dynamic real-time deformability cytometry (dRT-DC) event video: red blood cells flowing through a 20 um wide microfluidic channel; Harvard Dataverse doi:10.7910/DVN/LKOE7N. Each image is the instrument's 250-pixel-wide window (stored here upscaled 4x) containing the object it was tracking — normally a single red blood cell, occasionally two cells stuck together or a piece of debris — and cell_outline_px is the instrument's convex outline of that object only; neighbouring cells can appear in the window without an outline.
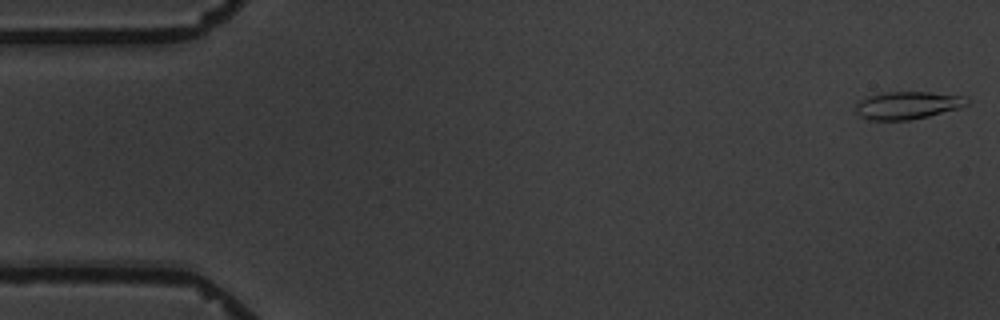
{"species": "common noctule bat (a hibernating species)", "species_latin": "Nyctalus noctula", "temperature_condition": "warm", "stored_images_in_passage": 9, "camera_frame_rate_fps": 3000, "um_per_image_px": 0.085, "animal": {"sex": "male", "body_mass_g": 19.5, "forearm_length_mm": 54.6}, "frame": {"image": 1, "passage_image": 1, "time_ms": 0.0, "image_size_px": [1000, 320], "cell_outline_px": [[968, 104], [960, 108], [928, 116], [908, 120], [868, 120], [860, 116], [856, 112], [856, 100], [868, 96], [884, 92], [932, 92], [968, 96]], "centroid_in_image_um": [77.14, 8.94], "position_along_channel_um": 7.9, "area_um2": 18.15}}
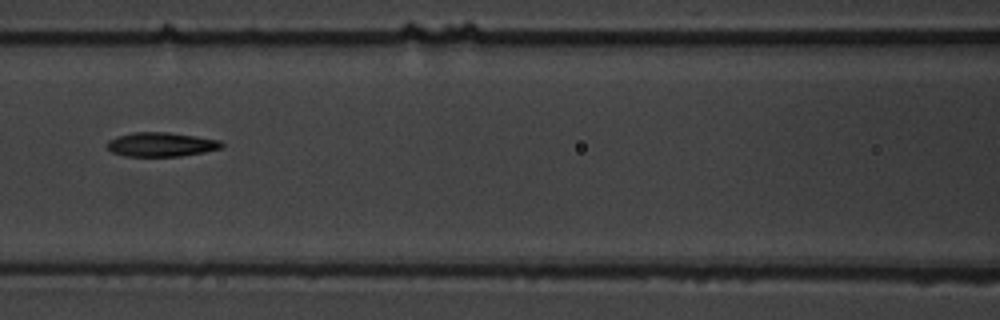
{"frame": {"image": 2, "passage_image": 8, "time_ms": 8.0, "image_size_px": [1000, 320], "cell_outline_px": [[224, 148], [204, 152], [180, 156], [124, 156], [112, 152], [108, 148], [108, 140], [116, 136], [132, 132], [168, 132], [196, 136], [220, 140], [224, 144]], "centroid_in_image_um": [13.72, 12.27], "position_along_channel_um": 152.9, "area_um2": 16.24}}
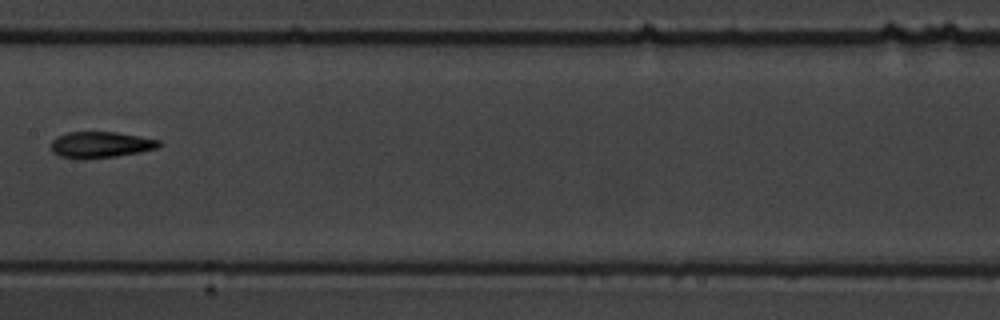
{"frame": {"image": 3, "passage_image": 9, "time_ms": 9.333, "image_size_px": [1000, 320], "cell_outline_px": [[164, 144], [156, 148], [140, 152], [116, 156], [84, 160], [60, 156], [52, 152], [52, 140], [56, 136], [68, 132], [116, 132], [140, 136], [160, 140]], "centroid_in_image_um": [8.56, 12.3], "position_along_channel_um": 198.8, "area_um2": 16.65}}